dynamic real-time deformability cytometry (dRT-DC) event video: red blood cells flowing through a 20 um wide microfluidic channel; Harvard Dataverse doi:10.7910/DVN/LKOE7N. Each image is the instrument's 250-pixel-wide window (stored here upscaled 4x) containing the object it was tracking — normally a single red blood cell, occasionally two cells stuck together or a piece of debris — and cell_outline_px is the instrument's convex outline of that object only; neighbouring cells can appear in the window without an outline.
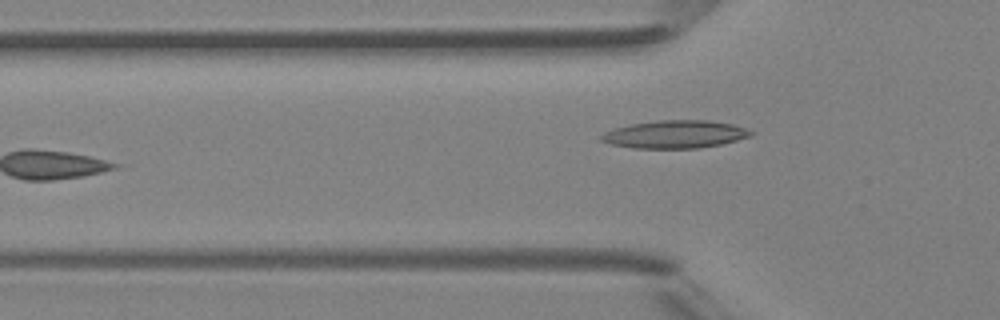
{"species": "Egyptian fruit bat (a non-hibernating species)", "species_latin": "Rousettus aegyptiacus", "temperature_condition": "room temperature", "stored_images_in_passage": 6, "camera_frame_rate_fps": 3000, "um_per_image_px": 0.085, "animal": {"sex": "female"}, "frame": {"image": 1, "passage_image": 4, "time_ms": 4.333, "image_size_px": [1000, 320], "cell_outline_px": [[756, 132], [752, 136], [720, 144], [700, 148], [636, 148], [612, 144], [600, 140], [600, 136], [604, 132], [628, 124], [660, 120], [708, 120], [732, 124]], "centroid_in_image_um": [57.39, 11.41], "position_along_channel_um": 68.4, "area_um2": 24.16}}
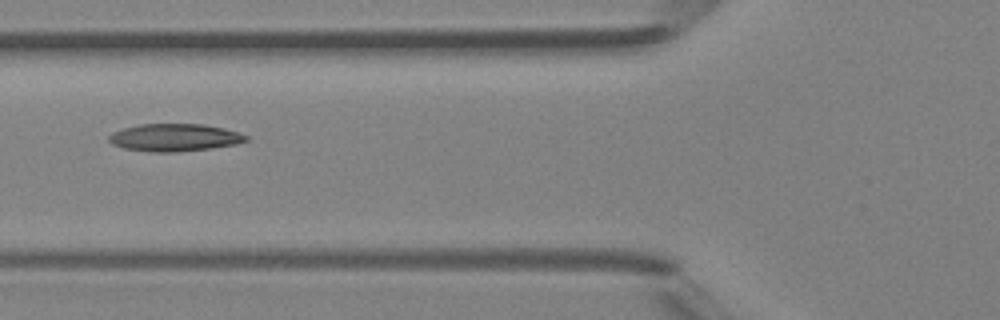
{"frame": {"image": 2, "passage_image": 5, "time_ms": 5.333, "image_size_px": [1000, 320], "cell_outline_px": [[248, 140], [236, 144], [208, 148], [176, 152], [152, 152], [124, 148], [112, 144], [108, 140], [108, 136], [112, 132], [124, 128], [140, 124], [204, 124], [224, 128], [248, 136]], "centroid_in_image_um": [14.81, 11.68], "position_along_channel_um": 111.0, "area_um2": 21.85}}
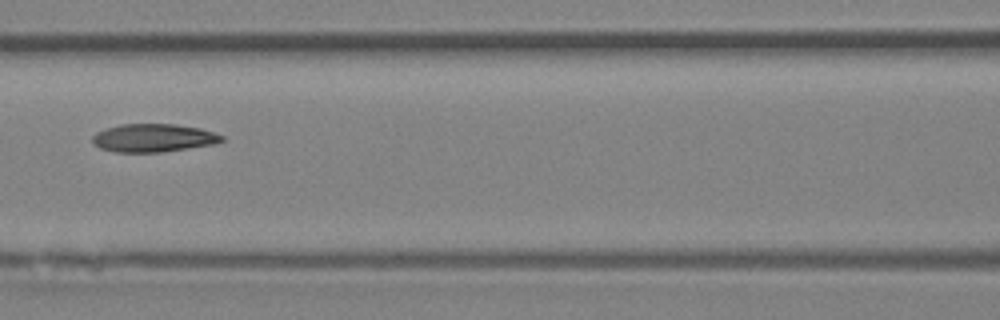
{"frame": {"image": 3, "passage_image": 6, "time_ms": 6.333, "image_size_px": [1000, 320], "cell_outline_px": [[224, 140], [216, 144], [160, 152], [116, 152], [100, 148], [92, 144], [92, 136], [96, 132], [104, 128], [120, 124], [176, 124], [200, 128], [216, 132], [224, 136]], "centroid_in_image_um": [13.04, 11.71], "position_along_channel_um": 153.6, "area_um2": 21.44}}